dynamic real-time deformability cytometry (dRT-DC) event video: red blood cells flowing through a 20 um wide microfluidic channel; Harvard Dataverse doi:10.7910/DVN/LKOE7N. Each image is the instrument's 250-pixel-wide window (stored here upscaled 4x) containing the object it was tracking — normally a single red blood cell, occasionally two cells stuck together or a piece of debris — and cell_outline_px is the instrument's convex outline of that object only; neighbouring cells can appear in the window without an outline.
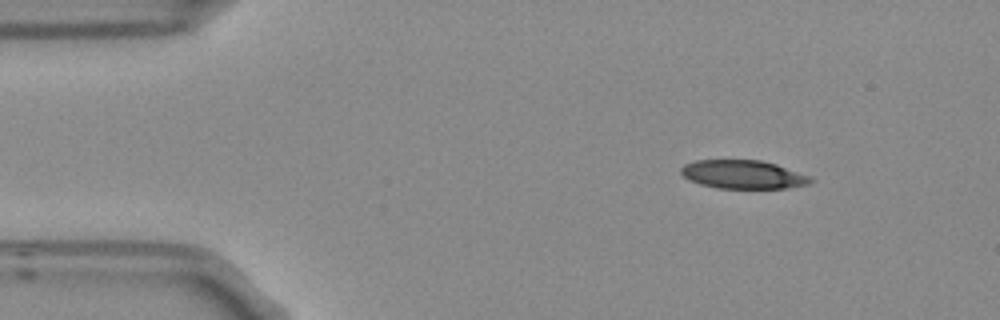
{"species": "Egyptian fruit bat (a non-hibernating species)", "species_latin": "Rousettus aegyptiacus", "temperature_condition": "room temperature", "stored_images_in_passage": 4, "camera_frame_rate_fps": 3000, "um_per_image_px": 0.085, "frame": {"image": 1, "passage_image": 1, "time_ms": 0.0, "image_size_px": [1000, 320], "cell_outline_px": [[812, 180], [808, 184], [788, 188], [716, 188], [700, 184], [688, 180], [680, 172], [680, 168], [684, 164], [696, 160], [760, 160], [776, 164], [812, 176]], "centroid_in_image_um": [63.15, 14.83], "position_along_channel_um": 21.8, "area_um2": 21.62}}
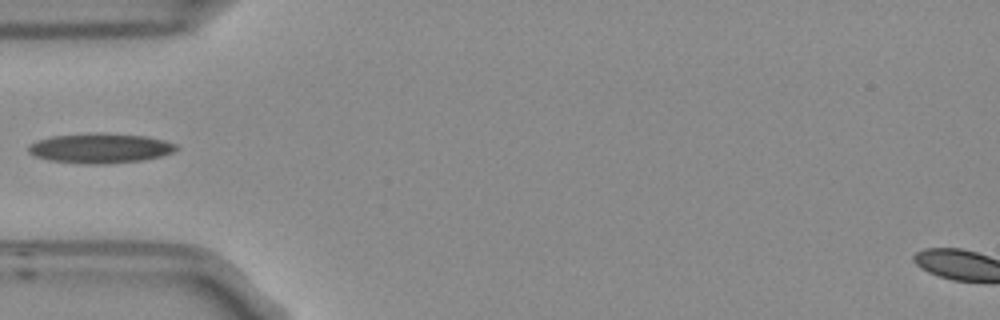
{"frame": {"image": 2, "passage_image": 4, "time_ms": 1.0, "image_size_px": [1000, 320], "cell_outline_px": [[180, 148], [172, 152], [160, 156], [144, 160], [100, 164], [88, 164], [48, 160], [36, 156], [28, 152], [28, 144], [36, 140], [52, 136], [100, 132], [144, 136], [164, 140], [176, 144]], "centroid_in_image_um": [8.5, 12.59], "position_along_channel_um": 76.5, "area_um2": 25.72}}